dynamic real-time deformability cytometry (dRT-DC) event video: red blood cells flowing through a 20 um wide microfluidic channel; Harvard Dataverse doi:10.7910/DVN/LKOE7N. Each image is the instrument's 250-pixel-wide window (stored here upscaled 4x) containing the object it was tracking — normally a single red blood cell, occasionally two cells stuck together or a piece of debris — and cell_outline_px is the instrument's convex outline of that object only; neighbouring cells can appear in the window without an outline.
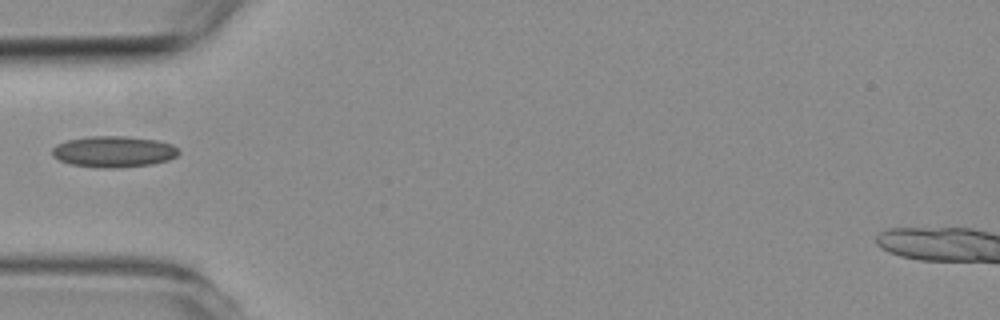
{"species": "common noctule bat (a hibernating species)", "species_latin": "Nyctalus noctula", "temperature_condition": "room temperature", "stored_images_in_passage": 5, "camera_frame_rate_fps": 3000, "um_per_image_px": 0.085, "animal": {"sex": "female", "body_mass_g": 19.3, "forearm_length_mm": 54.1}, "frame": {"image": 1, "passage_image": 4, "time_ms": 4.333, "image_size_px": [1000, 320], "cell_outline_px": [[180, 152], [176, 156], [168, 160], [152, 164], [120, 168], [96, 168], [68, 164], [52, 156], [52, 148], [56, 144], [68, 140], [88, 136], [124, 136], [156, 140], [172, 144]], "centroid_in_image_um": [9.63, 12.9], "position_along_channel_um": 75.4, "area_um2": 23.18}}
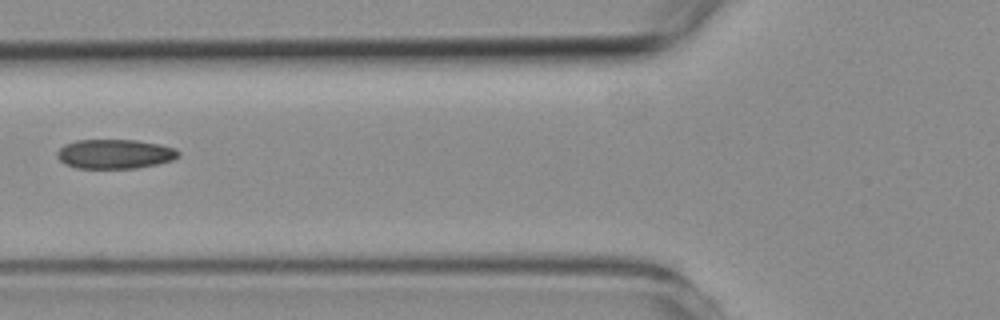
{"frame": {"image": 2, "passage_image": 5, "time_ms": 5.333, "image_size_px": [1000, 320], "cell_outline_px": [[180, 156], [172, 160], [156, 164], [136, 168], [76, 168], [64, 164], [56, 156], [56, 152], [64, 144], [76, 140], [136, 140], [160, 144], [176, 148], [180, 152]], "centroid_in_image_um": [9.75, 13.08], "position_along_channel_um": 116.0, "area_um2": 20.92}}